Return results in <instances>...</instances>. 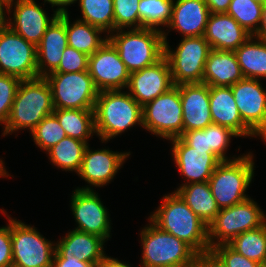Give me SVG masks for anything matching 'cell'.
<instances>
[{"instance_id": "681fc988", "label": "cell", "mask_w": 266, "mask_h": 267, "mask_svg": "<svg viewBox=\"0 0 266 267\" xmlns=\"http://www.w3.org/2000/svg\"><path fill=\"white\" fill-rule=\"evenodd\" d=\"M45 2H48L53 6H58V10L60 11H67L64 6H68L70 4L75 3L77 0H44ZM60 7V8H59Z\"/></svg>"}, {"instance_id": "9c48e42d", "label": "cell", "mask_w": 266, "mask_h": 267, "mask_svg": "<svg viewBox=\"0 0 266 267\" xmlns=\"http://www.w3.org/2000/svg\"><path fill=\"white\" fill-rule=\"evenodd\" d=\"M45 79L52 91L54 109H94L99 91L88 71L52 72Z\"/></svg>"}, {"instance_id": "f546056e", "label": "cell", "mask_w": 266, "mask_h": 267, "mask_svg": "<svg viewBox=\"0 0 266 267\" xmlns=\"http://www.w3.org/2000/svg\"><path fill=\"white\" fill-rule=\"evenodd\" d=\"M65 25L68 46L86 53L88 56L92 55L108 40V36L106 39L100 37V33L104 31L96 26L80 20L70 24L68 11H65Z\"/></svg>"}, {"instance_id": "4dcf8cb0", "label": "cell", "mask_w": 266, "mask_h": 267, "mask_svg": "<svg viewBox=\"0 0 266 267\" xmlns=\"http://www.w3.org/2000/svg\"><path fill=\"white\" fill-rule=\"evenodd\" d=\"M88 142L66 136L58 144L54 145L47 154L54 165L66 171H80L84 152Z\"/></svg>"}, {"instance_id": "7402d4cb", "label": "cell", "mask_w": 266, "mask_h": 267, "mask_svg": "<svg viewBox=\"0 0 266 267\" xmlns=\"http://www.w3.org/2000/svg\"><path fill=\"white\" fill-rule=\"evenodd\" d=\"M209 101L212 123L230 128L238 137L257 136L242 121L231 87L209 86Z\"/></svg>"}, {"instance_id": "5bb4252c", "label": "cell", "mask_w": 266, "mask_h": 267, "mask_svg": "<svg viewBox=\"0 0 266 267\" xmlns=\"http://www.w3.org/2000/svg\"><path fill=\"white\" fill-rule=\"evenodd\" d=\"M259 81L243 78L231 89L242 121L266 141V90Z\"/></svg>"}, {"instance_id": "8d00e7d4", "label": "cell", "mask_w": 266, "mask_h": 267, "mask_svg": "<svg viewBox=\"0 0 266 267\" xmlns=\"http://www.w3.org/2000/svg\"><path fill=\"white\" fill-rule=\"evenodd\" d=\"M114 3V31L131 27L139 29L140 0H113ZM134 26V27H133Z\"/></svg>"}, {"instance_id": "7c38bea8", "label": "cell", "mask_w": 266, "mask_h": 267, "mask_svg": "<svg viewBox=\"0 0 266 267\" xmlns=\"http://www.w3.org/2000/svg\"><path fill=\"white\" fill-rule=\"evenodd\" d=\"M0 73L21 80L38 78L37 47L7 25L0 31Z\"/></svg>"}, {"instance_id": "d6a6232c", "label": "cell", "mask_w": 266, "mask_h": 267, "mask_svg": "<svg viewBox=\"0 0 266 267\" xmlns=\"http://www.w3.org/2000/svg\"><path fill=\"white\" fill-rule=\"evenodd\" d=\"M79 6L83 15L80 21L96 26L108 34L114 32L113 0H79Z\"/></svg>"}, {"instance_id": "816d5d0a", "label": "cell", "mask_w": 266, "mask_h": 267, "mask_svg": "<svg viewBox=\"0 0 266 267\" xmlns=\"http://www.w3.org/2000/svg\"><path fill=\"white\" fill-rule=\"evenodd\" d=\"M0 176L5 177L9 176L8 173L6 172V169L4 168L3 161L0 159Z\"/></svg>"}, {"instance_id": "f907efd6", "label": "cell", "mask_w": 266, "mask_h": 267, "mask_svg": "<svg viewBox=\"0 0 266 267\" xmlns=\"http://www.w3.org/2000/svg\"><path fill=\"white\" fill-rule=\"evenodd\" d=\"M7 6L3 1H0V31L7 25L4 13V7Z\"/></svg>"}, {"instance_id": "6da1fadb", "label": "cell", "mask_w": 266, "mask_h": 267, "mask_svg": "<svg viewBox=\"0 0 266 267\" xmlns=\"http://www.w3.org/2000/svg\"><path fill=\"white\" fill-rule=\"evenodd\" d=\"M150 217V221L190 245L199 255L210 254L208 225L174 192L167 194Z\"/></svg>"}, {"instance_id": "60d3db41", "label": "cell", "mask_w": 266, "mask_h": 267, "mask_svg": "<svg viewBox=\"0 0 266 267\" xmlns=\"http://www.w3.org/2000/svg\"><path fill=\"white\" fill-rule=\"evenodd\" d=\"M88 58L86 53L67 46L62 54L60 64L54 72L70 73L88 71Z\"/></svg>"}, {"instance_id": "f5cc1de1", "label": "cell", "mask_w": 266, "mask_h": 267, "mask_svg": "<svg viewBox=\"0 0 266 267\" xmlns=\"http://www.w3.org/2000/svg\"><path fill=\"white\" fill-rule=\"evenodd\" d=\"M255 2H258L262 5L266 4V0H254Z\"/></svg>"}, {"instance_id": "74e56055", "label": "cell", "mask_w": 266, "mask_h": 267, "mask_svg": "<svg viewBox=\"0 0 266 267\" xmlns=\"http://www.w3.org/2000/svg\"><path fill=\"white\" fill-rule=\"evenodd\" d=\"M21 79L0 73V124L8 120Z\"/></svg>"}, {"instance_id": "3957f363", "label": "cell", "mask_w": 266, "mask_h": 267, "mask_svg": "<svg viewBox=\"0 0 266 267\" xmlns=\"http://www.w3.org/2000/svg\"><path fill=\"white\" fill-rule=\"evenodd\" d=\"M93 111L96 134L103 142L133 125H143L142 106L121 90L99 92Z\"/></svg>"}, {"instance_id": "ffe728a7", "label": "cell", "mask_w": 266, "mask_h": 267, "mask_svg": "<svg viewBox=\"0 0 266 267\" xmlns=\"http://www.w3.org/2000/svg\"><path fill=\"white\" fill-rule=\"evenodd\" d=\"M183 112V133L204 129L212 124L209 85L204 83L180 84Z\"/></svg>"}, {"instance_id": "e0dca14e", "label": "cell", "mask_w": 266, "mask_h": 267, "mask_svg": "<svg viewBox=\"0 0 266 267\" xmlns=\"http://www.w3.org/2000/svg\"><path fill=\"white\" fill-rule=\"evenodd\" d=\"M173 86L169 63L163 57L154 65L131 72L127 88L128 93L144 106Z\"/></svg>"}, {"instance_id": "4316f807", "label": "cell", "mask_w": 266, "mask_h": 267, "mask_svg": "<svg viewBox=\"0 0 266 267\" xmlns=\"http://www.w3.org/2000/svg\"><path fill=\"white\" fill-rule=\"evenodd\" d=\"M175 192L207 225L214 220L220 210L212 195L208 181L204 183L182 184Z\"/></svg>"}, {"instance_id": "f35d334b", "label": "cell", "mask_w": 266, "mask_h": 267, "mask_svg": "<svg viewBox=\"0 0 266 267\" xmlns=\"http://www.w3.org/2000/svg\"><path fill=\"white\" fill-rule=\"evenodd\" d=\"M238 137V135L232 131L230 128L221 126L218 124L209 125V140H210V153H213L221 161H229L233 159H228L225 156V151L229 147L230 138Z\"/></svg>"}, {"instance_id": "7a4b0ae2", "label": "cell", "mask_w": 266, "mask_h": 267, "mask_svg": "<svg viewBox=\"0 0 266 267\" xmlns=\"http://www.w3.org/2000/svg\"><path fill=\"white\" fill-rule=\"evenodd\" d=\"M53 112L52 91L45 77L22 80L5 123L3 136L26 128L31 132Z\"/></svg>"}, {"instance_id": "52a82bcc", "label": "cell", "mask_w": 266, "mask_h": 267, "mask_svg": "<svg viewBox=\"0 0 266 267\" xmlns=\"http://www.w3.org/2000/svg\"><path fill=\"white\" fill-rule=\"evenodd\" d=\"M265 223L266 215L251 198L222 208L208 225L210 250L217 245L228 244L239 234L259 228Z\"/></svg>"}, {"instance_id": "ba28073f", "label": "cell", "mask_w": 266, "mask_h": 267, "mask_svg": "<svg viewBox=\"0 0 266 267\" xmlns=\"http://www.w3.org/2000/svg\"><path fill=\"white\" fill-rule=\"evenodd\" d=\"M164 42V57L170 66L173 84L202 83L205 63L212 50L205 37H184L173 51L168 42Z\"/></svg>"}, {"instance_id": "d6986e66", "label": "cell", "mask_w": 266, "mask_h": 267, "mask_svg": "<svg viewBox=\"0 0 266 267\" xmlns=\"http://www.w3.org/2000/svg\"><path fill=\"white\" fill-rule=\"evenodd\" d=\"M129 153L113 152L109 149L92 151L88 145L77 174L95 187L107 185L130 155Z\"/></svg>"}, {"instance_id": "e575fe53", "label": "cell", "mask_w": 266, "mask_h": 267, "mask_svg": "<svg viewBox=\"0 0 266 267\" xmlns=\"http://www.w3.org/2000/svg\"><path fill=\"white\" fill-rule=\"evenodd\" d=\"M262 9L263 5L254 0H232L226 14L253 36L260 26Z\"/></svg>"}, {"instance_id": "7bdbcfd3", "label": "cell", "mask_w": 266, "mask_h": 267, "mask_svg": "<svg viewBox=\"0 0 266 267\" xmlns=\"http://www.w3.org/2000/svg\"><path fill=\"white\" fill-rule=\"evenodd\" d=\"M6 227H0V267H12L11 218Z\"/></svg>"}, {"instance_id": "bcb514c9", "label": "cell", "mask_w": 266, "mask_h": 267, "mask_svg": "<svg viewBox=\"0 0 266 267\" xmlns=\"http://www.w3.org/2000/svg\"><path fill=\"white\" fill-rule=\"evenodd\" d=\"M191 267H222V265L211 255H199Z\"/></svg>"}, {"instance_id": "5b68a950", "label": "cell", "mask_w": 266, "mask_h": 267, "mask_svg": "<svg viewBox=\"0 0 266 267\" xmlns=\"http://www.w3.org/2000/svg\"><path fill=\"white\" fill-rule=\"evenodd\" d=\"M141 231L142 267H191L199 254L186 242L150 222Z\"/></svg>"}, {"instance_id": "ac0fdd59", "label": "cell", "mask_w": 266, "mask_h": 267, "mask_svg": "<svg viewBox=\"0 0 266 267\" xmlns=\"http://www.w3.org/2000/svg\"><path fill=\"white\" fill-rule=\"evenodd\" d=\"M171 141L174 161L181 175L188 180L185 184L207 182L221 160L206 150L189 147L180 137Z\"/></svg>"}, {"instance_id": "7dc6e473", "label": "cell", "mask_w": 266, "mask_h": 267, "mask_svg": "<svg viewBox=\"0 0 266 267\" xmlns=\"http://www.w3.org/2000/svg\"><path fill=\"white\" fill-rule=\"evenodd\" d=\"M253 36L266 42V4L263 5L260 26Z\"/></svg>"}, {"instance_id": "603a6c76", "label": "cell", "mask_w": 266, "mask_h": 267, "mask_svg": "<svg viewBox=\"0 0 266 267\" xmlns=\"http://www.w3.org/2000/svg\"><path fill=\"white\" fill-rule=\"evenodd\" d=\"M203 36L211 49L235 51L251 34L232 16L226 13H210Z\"/></svg>"}, {"instance_id": "44dd1931", "label": "cell", "mask_w": 266, "mask_h": 267, "mask_svg": "<svg viewBox=\"0 0 266 267\" xmlns=\"http://www.w3.org/2000/svg\"><path fill=\"white\" fill-rule=\"evenodd\" d=\"M67 46L65 11H60L59 15L46 29L41 42L37 46L38 77H46L58 68Z\"/></svg>"}, {"instance_id": "484cf974", "label": "cell", "mask_w": 266, "mask_h": 267, "mask_svg": "<svg viewBox=\"0 0 266 267\" xmlns=\"http://www.w3.org/2000/svg\"><path fill=\"white\" fill-rule=\"evenodd\" d=\"M244 78L234 51L212 49L205 63L202 83L231 87Z\"/></svg>"}, {"instance_id": "30bf717a", "label": "cell", "mask_w": 266, "mask_h": 267, "mask_svg": "<svg viewBox=\"0 0 266 267\" xmlns=\"http://www.w3.org/2000/svg\"><path fill=\"white\" fill-rule=\"evenodd\" d=\"M143 127L171 140L183 134V112L180 85H174L167 92L142 106Z\"/></svg>"}, {"instance_id": "83f0119b", "label": "cell", "mask_w": 266, "mask_h": 267, "mask_svg": "<svg viewBox=\"0 0 266 267\" xmlns=\"http://www.w3.org/2000/svg\"><path fill=\"white\" fill-rule=\"evenodd\" d=\"M234 52L244 78H266V42L251 35Z\"/></svg>"}, {"instance_id": "b9f144b4", "label": "cell", "mask_w": 266, "mask_h": 267, "mask_svg": "<svg viewBox=\"0 0 266 267\" xmlns=\"http://www.w3.org/2000/svg\"><path fill=\"white\" fill-rule=\"evenodd\" d=\"M180 138L194 149L206 150L210 152L209 125L204 129L184 132Z\"/></svg>"}, {"instance_id": "4fadbf2b", "label": "cell", "mask_w": 266, "mask_h": 267, "mask_svg": "<svg viewBox=\"0 0 266 267\" xmlns=\"http://www.w3.org/2000/svg\"><path fill=\"white\" fill-rule=\"evenodd\" d=\"M88 72L99 92L127 88L130 72L107 40L88 58Z\"/></svg>"}, {"instance_id": "277c9868", "label": "cell", "mask_w": 266, "mask_h": 267, "mask_svg": "<svg viewBox=\"0 0 266 267\" xmlns=\"http://www.w3.org/2000/svg\"><path fill=\"white\" fill-rule=\"evenodd\" d=\"M114 32L117 33H110L107 39L130 73L154 65L164 57L166 32L147 28Z\"/></svg>"}, {"instance_id": "db71d44e", "label": "cell", "mask_w": 266, "mask_h": 267, "mask_svg": "<svg viewBox=\"0 0 266 267\" xmlns=\"http://www.w3.org/2000/svg\"><path fill=\"white\" fill-rule=\"evenodd\" d=\"M0 1H3L6 5L14 0H0Z\"/></svg>"}, {"instance_id": "cb8c5ba5", "label": "cell", "mask_w": 266, "mask_h": 267, "mask_svg": "<svg viewBox=\"0 0 266 267\" xmlns=\"http://www.w3.org/2000/svg\"><path fill=\"white\" fill-rule=\"evenodd\" d=\"M209 15L204 0H177L173 3L172 17L167 27L177 30L183 37L203 36Z\"/></svg>"}, {"instance_id": "ab89813d", "label": "cell", "mask_w": 266, "mask_h": 267, "mask_svg": "<svg viewBox=\"0 0 266 267\" xmlns=\"http://www.w3.org/2000/svg\"><path fill=\"white\" fill-rule=\"evenodd\" d=\"M210 254L222 267H260L261 265L237 253L228 244L213 247Z\"/></svg>"}, {"instance_id": "f1b7e54d", "label": "cell", "mask_w": 266, "mask_h": 267, "mask_svg": "<svg viewBox=\"0 0 266 267\" xmlns=\"http://www.w3.org/2000/svg\"><path fill=\"white\" fill-rule=\"evenodd\" d=\"M66 136L87 142L96 133L93 109H54Z\"/></svg>"}, {"instance_id": "ee69618b", "label": "cell", "mask_w": 266, "mask_h": 267, "mask_svg": "<svg viewBox=\"0 0 266 267\" xmlns=\"http://www.w3.org/2000/svg\"><path fill=\"white\" fill-rule=\"evenodd\" d=\"M52 267H96L93 263L83 262L73 256H53Z\"/></svg>"}, {"instance_id": "c3c4849f", "label": "cell", "mask_w": 266, "mask_h": 267, "mask_svg": "<svg viewBox=\"0 0 266 267\" xmlns=\"http://www.w3.org/2000/svg\"><path fill=\"white\" fill-rule=\"evenodd\" d=\"M96 267H131L130 265L123 263L115 258L105 256Z\"/></svg>"}, {"instance_id": "1f68e13d", "label": "cell", "mask_w": 266, "mask_h": 267, "mask_svg": "<svg viewBox=\"0 0 266 267\" xmlns=\"http://www.w3.org/2000/svg\"><path fill=\"white\" fill-rule=\"evenodd\" d=\"M228 245L244 257L266 265V223L236 236Z\"/></svg>"}, {"instance_id": "d4e9b609", "label": "cell", "mask_w": 266, "mask_h": 267, "mask_svg": "<svg viewBox=\"0 0 266 267\" xmlns=\"http://www.w3.org/2000/svg\"><path fill=\"white\" fill-rule=\"evenodd\" d=\"M56 243L54 256H73L95 266L106 256L105 240L98 235L74 229Z\"/></svg>"}, {"instance_id": "8992f818", "label": "cell", "mask_w": 266, "mask_h": 267, "mask_svg": "<svg viewBox=\"0 0 266 267\" xmlns=\"http://www.w3.org/2000/svg\"><path fill=\"white\" fill-rule=\"evenodd\" d=\"M252 156L248 153L233 160L221 161L213 171L208 183L220 209L249 198L245 192L254 176Z\"/></svg>"}, {"instance_id": "9a60e30c", "label": "cell", "mask_w": 266, "mask_h": 267, "mask_svg": "<svg viewBox=\"0 0 266 267\" xmlns=\"http://www.w3.org/2000/svg\"><path fill=\"white\" fill-rule=\"evenodd\" d=\"M93 190L90 187L77 188L71 197V209L78 224L75 229L108 240L111 220L107 208Z\"/></svg>"}, {"instance_id": "f6af8a7d", "label": "cell", "mask_w": 266, "mask_h": 267, "mask_svg": "<svg viewBox=\"0 0 266 267\" xmlns=\"http://www.w3.org/2000/svg\"><path fill=\"white\" fill-rule=\"evenodd\" d=\"M232 0H204L210 13H226Z\"/></svg>"}, {"instance_id": "2e32d148", "label": "cell", "mask_w": 266, "mask_h": 267, "mask_svg": "<svg viewBox=\"0 0 266 267\" xmlns=\"http://www.w3.org/2000/svg\"><path fill=\"white\" fill-rule=\"evenodd\" d=\"M14 1L8 3L5 7L9 14L11 13V7L14 5L13 22H11L12 18H10V21L8 22L7 20L6 24L14 32L37 47L41 42L46 29L59 15L60 10L56 9L53 17L49 19L46 11L37 5L34 0Z\"/></svg>"}, {"instance_id": "d590c367", "label": "cell", "mask_w": 266, "mask_h": 267, "mask_svg": "<svg viewBox=\"0 0 266 267\" xmlns=\"http://www.w3.org/2000/svg\"><path fill=\"white\" fill-rule=\"evenodd\" d=\"M33 140L43 150H50L66 137L64 129L57 117L52 113L47 115L32 131Z\"/></svg>"}, {"instance_id": "836d02e7", "label": "cell", "mask_w": 266, "mask_h": 267, "mask_svg": "<svg viewBox=\"0 0 266 267\" xmlns=\"http://www.w3.org/2000/svg\"><path fill=\"white\" fill-rule=\"evenodd\" d=\"M173 0H140L139 29H155L164 32L160 25L168 26L172 17ZM158 26V28H156Z\"/></svg>"}, {"instance_id": "8fae6325", "label": "cell", "mask_w": 266, "mask_h": 267, "mask_svg": "<svg viewBox=\"0 0 266 267\" xmlns=\"http://www.w3.org/2000/svg\"><path fill=\"white\" fill-rule=\"evenodd\" d=\"M12 267H52L56 245L34 227L11 218Z\"/></svg>"}]
</instances>
